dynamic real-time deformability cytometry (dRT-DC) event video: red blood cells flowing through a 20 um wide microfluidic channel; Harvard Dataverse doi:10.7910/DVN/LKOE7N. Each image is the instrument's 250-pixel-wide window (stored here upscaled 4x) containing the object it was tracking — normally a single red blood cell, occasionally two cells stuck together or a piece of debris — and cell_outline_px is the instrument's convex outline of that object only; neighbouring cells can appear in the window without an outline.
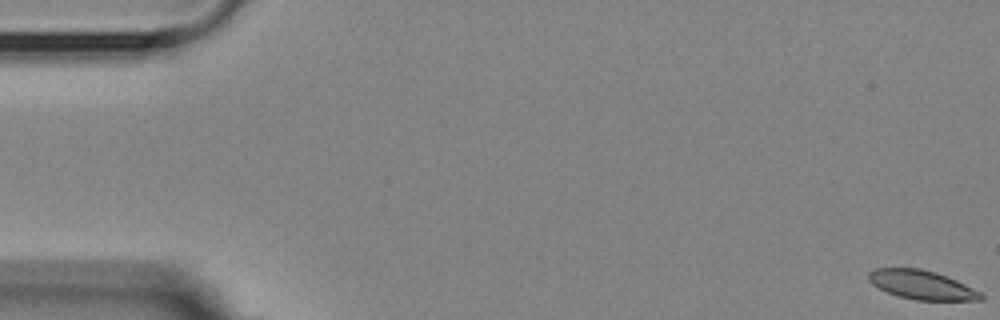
{"species": "Egyptian fruit bat (a non-hibernating species)", "species_latin": "Rousettus aegyptiacus", "temperature_condition": "room temperature", "stored_images_in_passage": 30, "camera_frame_rate_fps": 3000, "um_per_image_px": 0.085, "animal": {"sex": "female"}, "frame": {"image": 1, "passage_image": 1, "time_ms": 0.0, "image_size_px": [1000, 320], "cell_outline_px": [[984, 296], [980, 300], [916, 300], [900, 296], [888, 292], [872, 284], [868, 280], [868, 272], [876, 268], [920, 268], [936, 272], [948, 276], [980, 292]], "centroid_in_image_um": [78.33, 24.2], "position_along_channel_um": 6.7, "area_um2": 18.79}}
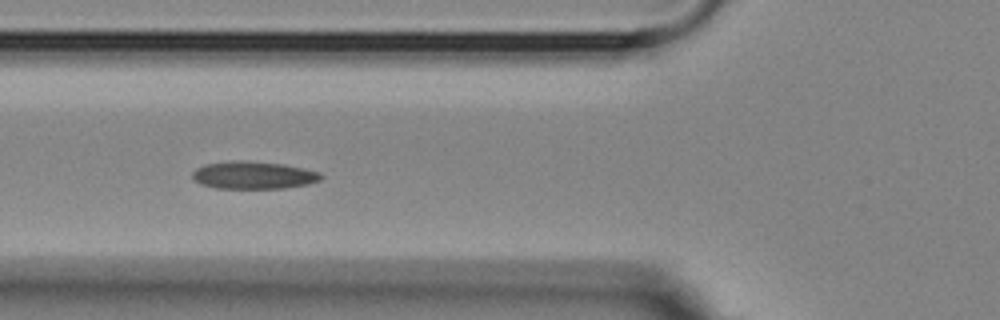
{"frame": {"image": 2, "passage_image": 21, "time_ms": 6.667, "image_size_px": [1000, 320], "cell_outline_px": [[324, 176], [320, 180], [308, 184], [284, 188], [216, 188], [200, 184], [192, 180], [192, 172], [196, 168], [204, 164], [228, 160], [248, 160], [284, 164], [320, 172]], "centroid_in_image_um": [21.5, 14.87], "position_along_channel_um": 104.3, "area_um2": 20.98}}
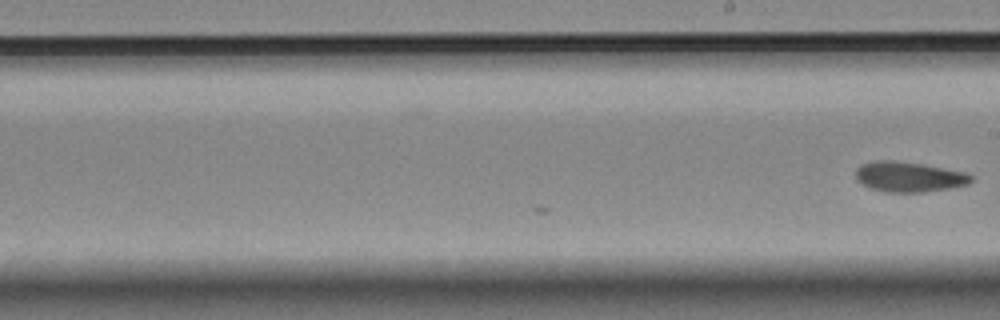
{"frame": {"image": 3, "passage_image": 30, "time_ms": 9.667, "image_size_px": [1000, 320], "cell_outline_px": [[972, 180], [968, 184], [952, 188], [924, 192], [888, 192], [868, 188], [860, 184], [856, 180], [856, 168], [860, 164], [872, 160], [892, 160], [920, 164], [964, 172], [972, 176]], "centroid_in_image_um": [77.19, 15.03], "position_along_channel_um": 211.8, "area_um2": 20.4}}